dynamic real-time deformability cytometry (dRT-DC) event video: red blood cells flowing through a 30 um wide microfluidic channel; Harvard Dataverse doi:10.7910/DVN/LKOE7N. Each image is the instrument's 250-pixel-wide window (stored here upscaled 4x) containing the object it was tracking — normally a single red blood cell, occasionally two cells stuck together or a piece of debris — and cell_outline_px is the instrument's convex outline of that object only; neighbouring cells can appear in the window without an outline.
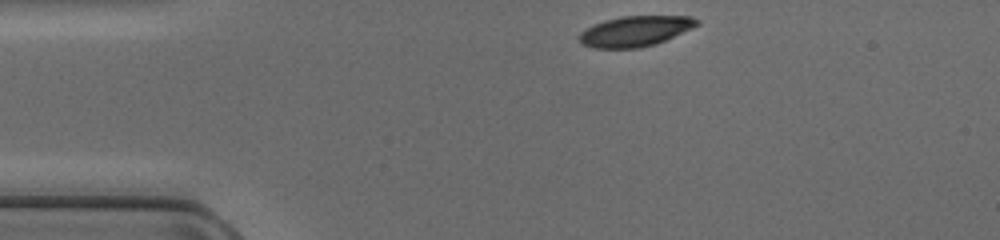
{"species": "common noctule bat (a hibernating species)", "species_latin": "Nyctalus noctula", "temperature_condition": "cold", "stored_images_in_passage": 4, "camera_frame_rate_fps": 3000, "um_per_image_px": 0.085, "animal": {"sex": "female", "body_mass_g": 17.0, "forearm_length_mm": 48.0}, "frame": {"image": 1, "passage_image": 1, "time_ms": 0.0, "image_size_px": [1000, 240], "cell_outline_px": [[700, 24], [692, 28], [656, 44], [636, 48], [596, 48], [584, 44], [580, 40], [580, 32], [604, 20], [620, 16], [692, 16], [700, 20]], "centroid_in_image_um": [54.05, 2.63], "position_along_channel_um": 31.0, "area_um2": 20.63}}